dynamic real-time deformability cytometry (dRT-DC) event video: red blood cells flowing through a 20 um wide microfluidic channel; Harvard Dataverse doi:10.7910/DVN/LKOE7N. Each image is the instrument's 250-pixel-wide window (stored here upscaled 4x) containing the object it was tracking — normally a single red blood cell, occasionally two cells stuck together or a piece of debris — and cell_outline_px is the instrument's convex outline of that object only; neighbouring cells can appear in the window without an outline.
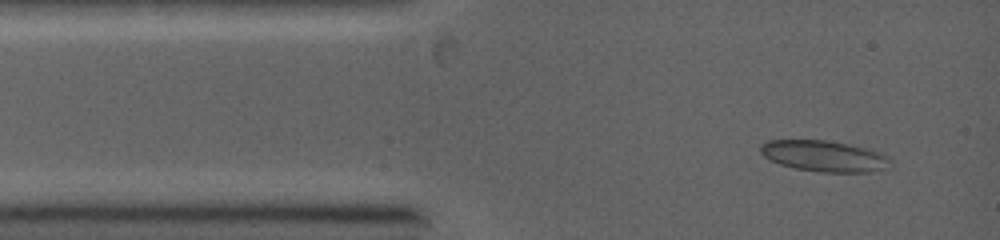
{"species": "common noctule bat (a hibernating species)", "species_latin": "Nyctalus noctula", "temperature_condition": "warm", "stored_images_in_passage": 6, "camera_frame_rate_fps": 5000, "um_per_image_px": 0.085, "animal": {"sex": "female", "body_mass_g": 19.0, "forearm_length_mm": 53.3}, "frame": {"image": 1, "passage_image": 2, "time_ms": 0.2, "image_size_px": [1000, 240], "cell_outline_px": [[892, 168], [872, 172], [820, 172], [796, 168], [780, 164], [768, 160], [760, 152], [760, 144], [768, 140], [824, 140], [864, 148], [888, 156], [892, 160]], "centroid_in_image_um": [70.06, 13.28], "position_along_channel_um": 14.9, "area_um2": 23.52}}